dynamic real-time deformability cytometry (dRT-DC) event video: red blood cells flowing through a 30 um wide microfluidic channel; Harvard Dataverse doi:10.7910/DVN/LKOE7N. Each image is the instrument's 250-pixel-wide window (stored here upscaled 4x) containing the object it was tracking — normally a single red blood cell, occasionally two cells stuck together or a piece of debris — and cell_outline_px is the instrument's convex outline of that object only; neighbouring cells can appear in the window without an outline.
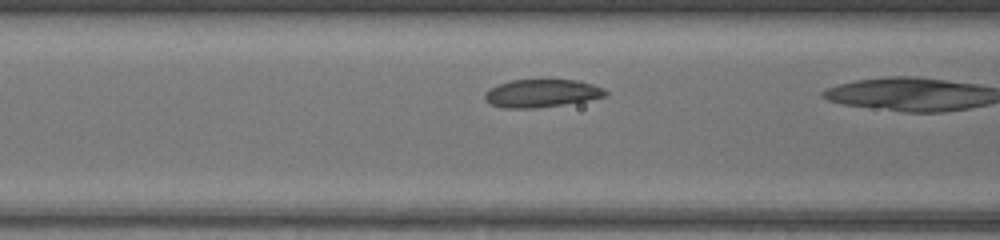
{"species": "common noctule bat (a hibernating species)", "species_latin": "Nyctalus noctula", "temperature_condition": "warm", "stored_images_in_passage": 9, "camera_frame_rate_fps": 3000, "um_per_image_px": 0.085, "animal": {"sex": "female", "body_mass_g": 17.0, "forearm_length_mm": 48.0}, "frame": {"image": 1, "passage_image": 7, "time_ms": 2.0, "image_size_px": [1000, 240], "cell_outline_px": [[608, 96], [588, 100], [564, 104], [536, 108], [504, 108], [492, 104], [484, 100], [484, 96], [492, 88], [500, 84], [512, 80], [576, 80], [592, 84], [604, 88], [608, 92]], "centroid_in_image_um": [46.09, 7.93], "position_along_channel_um": 120.5, "area_um2": 19.42}}